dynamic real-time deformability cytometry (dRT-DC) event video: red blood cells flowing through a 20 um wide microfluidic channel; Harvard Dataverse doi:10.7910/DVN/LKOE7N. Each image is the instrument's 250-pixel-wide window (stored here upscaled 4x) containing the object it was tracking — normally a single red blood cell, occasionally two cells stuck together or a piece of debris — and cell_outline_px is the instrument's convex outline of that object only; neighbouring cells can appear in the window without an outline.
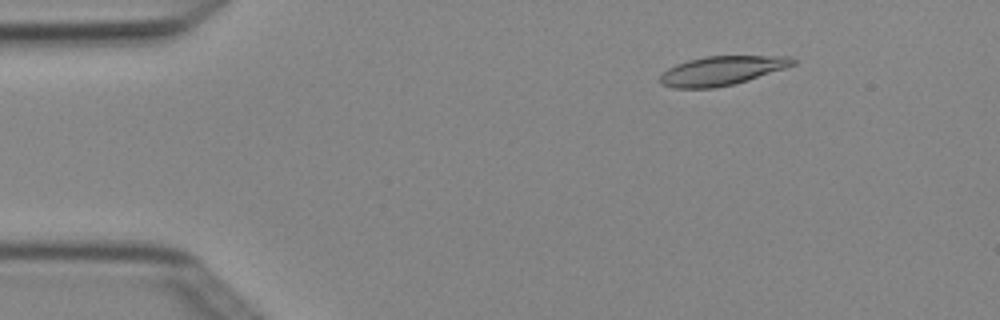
{"species": "Egyptian fruit bat (a non-hibernating species)", "species_latin": "Rousettus aegyptiacus", "temperature_condition": "cold", "stored_images_in_passage": 3, "camera_frame_rate_fps": 3000, "um_per_image_px": 0.085, "animal": {"sex": "female"}, "frame": {"image": 1, "passage_image": 1, "time_ms": 0.0, "image_size_px": [1000, 320], "cell_outline_px": [[796, 64], [736, 84], [716, 88], [672, 88], [660, 84], [660, 76], [668, 68], [676, 64], [688, 60], [704, 56], [792, 56], [796, 60]], "centroid_in_image_um": [61.34, 6.01], "position_along_channel_um": 23.7, "area_um2": 22.6}}